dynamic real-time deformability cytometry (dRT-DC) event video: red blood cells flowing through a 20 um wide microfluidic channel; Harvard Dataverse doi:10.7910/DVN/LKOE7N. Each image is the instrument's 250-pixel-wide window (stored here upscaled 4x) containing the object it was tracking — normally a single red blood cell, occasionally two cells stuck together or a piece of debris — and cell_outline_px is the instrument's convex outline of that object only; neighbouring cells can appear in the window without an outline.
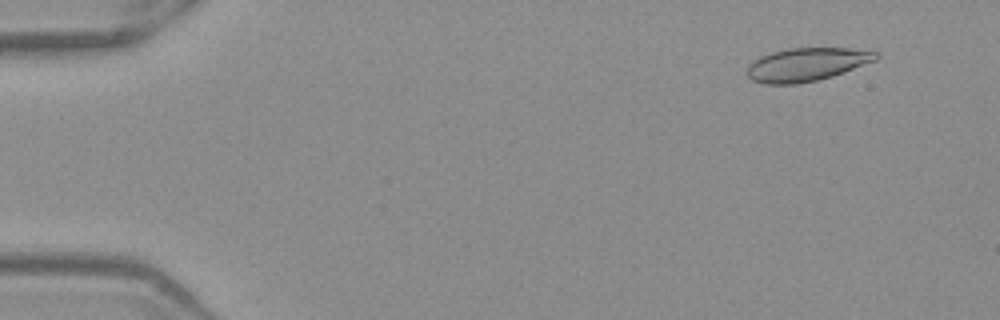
{"species": "Egyptian fruit bat (a non-hibernating species)", "species_latin": "Rousettus aegyptiacus", "temperature_condition": "warm", "stored_images_in_passage": 52, "camera_frame_rate_fps": 3000, "um_per_image_px": 0.085, "frame": {"image": 1, "passage_image": 5, "time_ms": 1.333, "image_size_px": [1000, 320], "cell_outline_px": [[880, 56], [876, 60], [844, 72], [832, 76], [816, 80], [796, 84], [764, 84], [752, 80], [748, 76], [748, 64], [752, 60], [760, 56], [772, 52], [788, 48], [848, 48], [880, 52]], "centroid_in_image_um": [68.56, 5.47], "position_along_channel_um": 16.4, "area_um2": 25.03}}
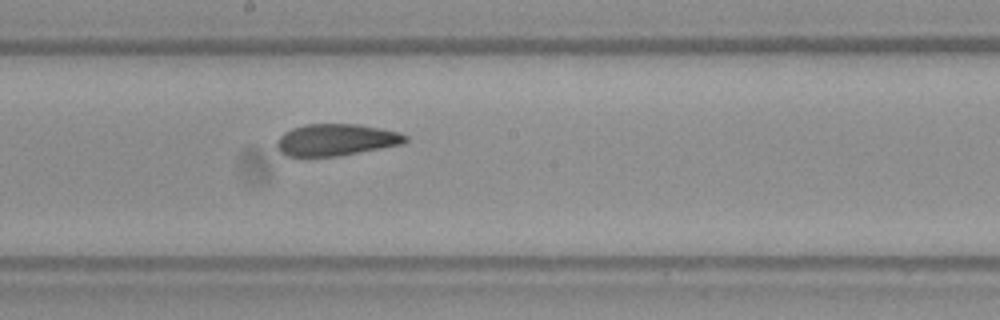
{"frame": {"image": 2, "passage_image": 29, "time_ms": 9.333, "image_size_px": [1000, 320], "cell_outline_px": [[408, 140], [404, 144], [340, 156], [284, 156], [276, 148], [276, 140], [284, 132], [292, 128], [304, 124], [360, 124], [400, 132], [408, 136]], "centroid_in_image_um": [28.57, 11.88], "position_along_channel_um": 219.6, "area_um2": 24.16}}
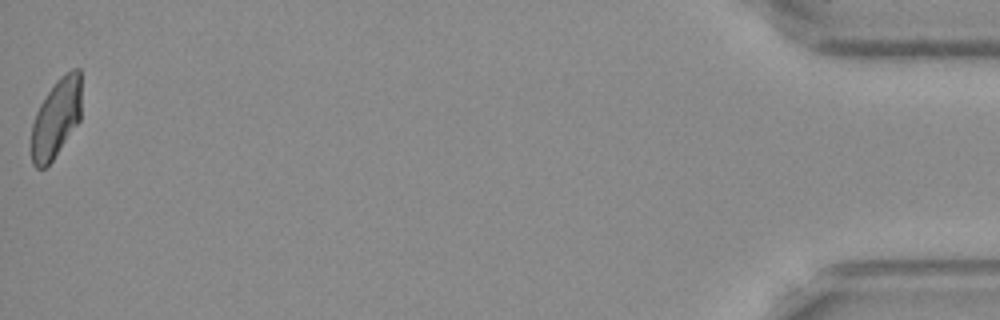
{"frame": {"image": 3, "passage_image": 52, "time_ms": 17.0, "image_size_px": [1000, 320], "cell_outline_px": [[80, 120], [52, 160], [44, 168], [36, 168], [32, 164], [32, 124], [36, 112], [40, 104], [56, 80], [60, 76], [72, 68], [80, 68]], "centroid_in_image_um": [4.77, 10.02], "position_along_channel_um": 430.4, "area_um2": 22.72}, "authors_computed_cell_mechanics": {"area_um2": 25.0274, "velocity_mm_per_s": 3.967, "shape_relaxation_time_tau1_ms": null, "shape_relaxation_time_tau2_ms": 1.5299, "deformation_change_tau1": null, "deformation_change_tau2": 0.0922}}